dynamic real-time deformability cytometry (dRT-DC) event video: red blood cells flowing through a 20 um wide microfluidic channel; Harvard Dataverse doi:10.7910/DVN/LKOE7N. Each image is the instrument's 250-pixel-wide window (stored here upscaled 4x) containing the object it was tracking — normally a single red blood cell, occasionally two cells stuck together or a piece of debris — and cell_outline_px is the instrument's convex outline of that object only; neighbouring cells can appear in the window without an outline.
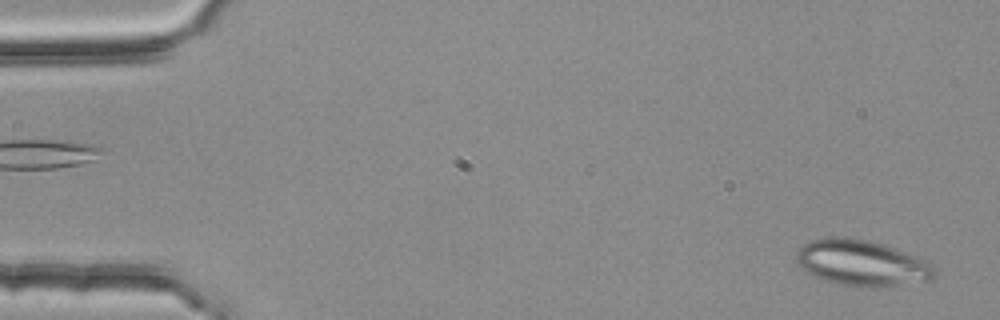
{"species": "common noctule bat (a hibernating species)", "species_latin": "Nyctalus noctula", "temperature_condition": "room temperature", "stored_images_in_passage": 4, "segment_of_instrument_passage": [2, 2], "camera_frame_rate_fps": 3000, "um_per_image_px": 0.085, "animal": {"sex": "female", "body_mass_g": 25.1}, "frame": {"image": 1, "passage_image": 4, "time_ms": 1.0, "image_size_px": [1000, 320], "cell_outline_px": [[936, 276], [928, 280], [872, 288], [840, 284], [824, 280], [808, 272], [796, 260], [796, 252], [804, 244], [812, 240], [824, 236], [848, 236], [868, 240], [884, 244], [916, 256], [932, 264], [936, 268]], "centroid_in_image_um": [73.26, 22.33], "position_along_channel_um": 11.7, "area_um2": 36.88}}